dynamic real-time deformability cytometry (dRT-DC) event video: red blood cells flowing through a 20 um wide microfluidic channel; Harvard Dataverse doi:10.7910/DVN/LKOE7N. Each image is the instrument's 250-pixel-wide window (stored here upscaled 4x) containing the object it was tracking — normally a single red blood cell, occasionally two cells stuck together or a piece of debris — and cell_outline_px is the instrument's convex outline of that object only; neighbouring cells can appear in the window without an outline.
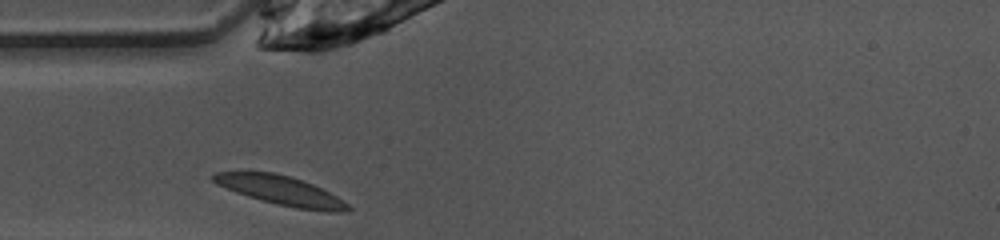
{"species": "common noctule bat (a hibernating species)", "species_latin": "Nyctalus noctula", "temperature_condition": "warm", "stored_images_in_passage": 25, "camera_frame_rate_fps": 3000, "um_per_image_px": 0.085, "animal": {"sex": "female", "body_mass_g": 10.0, "forearm_length_mm": 53.1}, "frame": {"image": 1, "passage_image": 1, "time_ms": 0.0, "image_size_px": [1000, 240], "cell_outline_px": [[352, 208], [348, 212], [332, 212], [296, 208], [276, 204], [248, 196], [236, 192], [216, 184], [208, 176], [212, 172], [272, 172], [288, 176], [312, 184], [344, 200]], "centroid_in_image_um": [23.85, 16.2], "position_along_channel_um": 61.1, "area_um2": 22.72}}
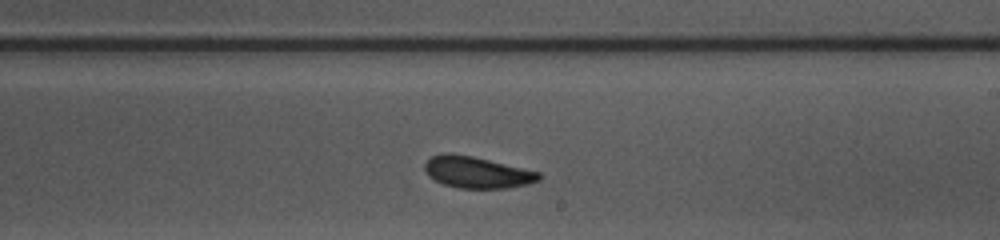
{"frame": {"image": 2, "passage_image": 15, "time_ms": 4.667, "image_size_px": [1000, 240], "cell_outline_px": [[544, 176], [540, 180], [528, 184], [508, 188], [460, 188], [444, 184], [428, 176], [424, 168], [424, 164], [432, 156], [444, 152], [448, 152], [472, 156], [540, 172]], "centroid_in_image_um": [40.56, 14.64], "position_along_channel_um": 248.4, "area_um2": 20.98}}
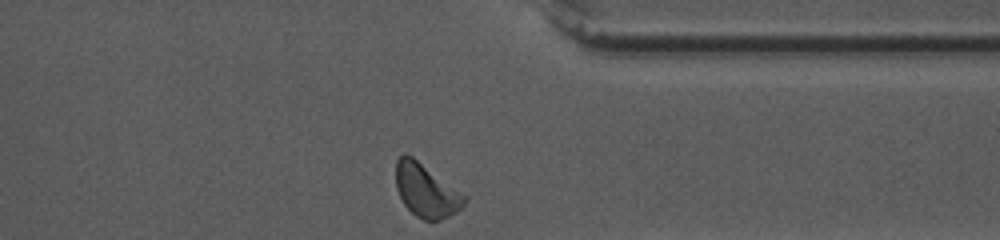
{"frame": {"image": 3, "passage_image": 25, "time_ms": 8.0, "image_size_px": [1000, 240], "cell_outline_px": [[468, 200], [456, 212], [440, 220], [424, 220], [416, 216], [404, 204], [396, 188], [396, 160], [404, 152], [412, 156], [468, 196]], "centroid_in_image_um": [36.23, 16.18], "position_along_channel_um": 375.2, "area_um2": 21.27}, "authors_computed_cell_mechanics": {"area_um2": 20.9814, "velocity_mm_per_s": 4.0001, "shape_relaxation_time_tau1_ms": 2.9655, "shape_relaxation_time_tau2_ms": 2.9027, "deformation_change_tau1": 0.1397, "deformation_change_tau2": 0.0977}}